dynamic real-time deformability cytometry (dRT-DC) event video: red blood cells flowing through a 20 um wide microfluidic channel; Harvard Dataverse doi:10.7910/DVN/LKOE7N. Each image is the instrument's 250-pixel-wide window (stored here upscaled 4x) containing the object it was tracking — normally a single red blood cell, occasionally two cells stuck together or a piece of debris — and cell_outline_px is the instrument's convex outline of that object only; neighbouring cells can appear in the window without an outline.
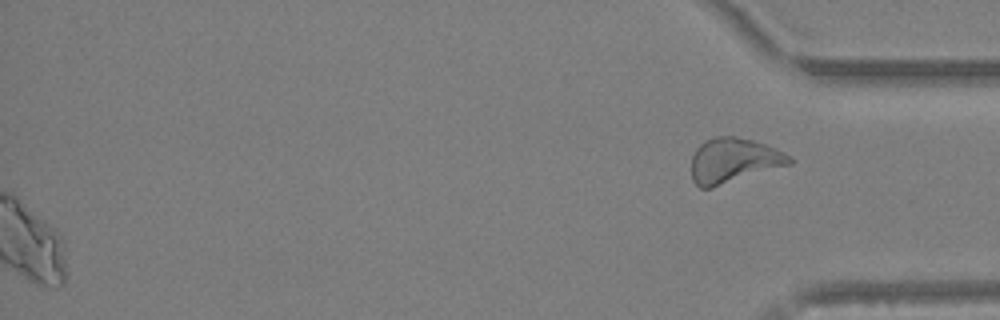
{"species": "Egyptian fruit bat (a non-hibernating species)", "species_latin": "Rousettus aegyptiacus", "temperature_condition": "warm", "stored_images_in_passage": 40, "segment_of_instrument_passage": [2, 2], "camera_frame_rate_fps": 3000, "um_per_image_px": 0.085, "animal": {"sex": "female"}, "frame": {"image": 1, "passage_image": 40, "time_ms": 13.0, "image_size_px": [1000, 320], "cell_outline_px": [[792, 164], [712, 188], [700, 188], [692, 180], [692, 156], [696, 148], [704, 140], [716, 136], [736, 136], [752, 140], [764, 144], [784, 152], [792, 160]], "centroid_in_image_um": [62.33, 13.65], "position_along_channel_um": 372.9, "area_um2": 25.66}}